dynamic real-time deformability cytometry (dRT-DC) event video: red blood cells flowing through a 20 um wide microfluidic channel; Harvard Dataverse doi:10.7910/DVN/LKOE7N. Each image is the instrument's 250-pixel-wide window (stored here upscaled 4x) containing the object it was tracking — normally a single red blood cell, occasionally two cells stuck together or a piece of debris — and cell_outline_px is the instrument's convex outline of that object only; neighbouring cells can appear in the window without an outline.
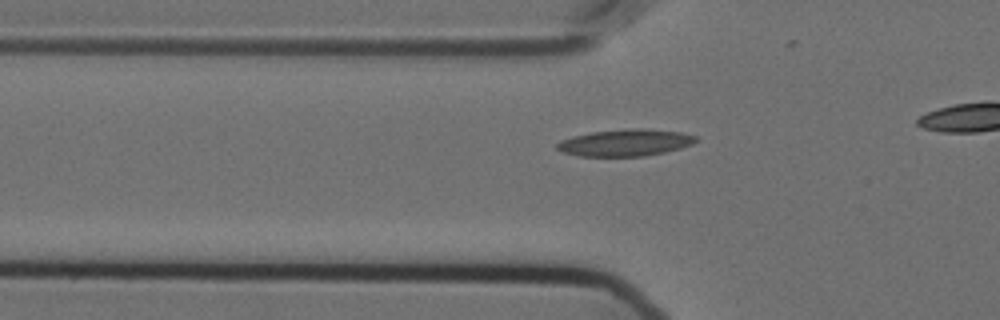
{"species": "Egyptian fruit bat (a non-hibernating species)", "species_latin": "Rousettus aegyptiacus", "temperature_condition": "cold", "stored_images_in_passage": 20, "camera_frame_rate_fps": 3000, "um_per_image_px": 0.085, "animal": {"sex": "female"}, "frame": {"image": 1, "passage_image": 10, "time_ms": 3.0, "image_size_px": [1000, 320], "cell_outline_px": [[696, 140], [692, 144], [680, 148], [664, 152], [644, 156], [576, 156], [560, 152], [556, 148], [556, 144], [560, 140], [572, 136], [592, 132], [632, 128], [640, 128], [680, 132], [696, 136]], "centroid_in_image_um": [53.09, 12.13], "position_along_channel_um": 72.7, "area_um2": 21.68}}
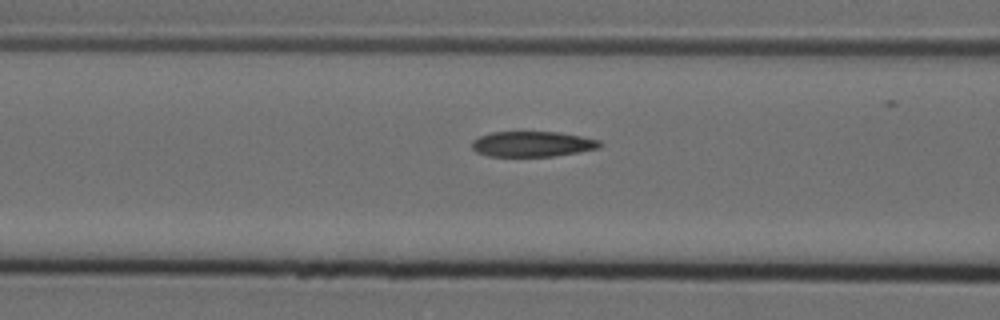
{"frame": {"image": 2, "passage_image": 14, "time_ms": 4.333, "image_size_px": [1000, 320], "cell_outline_px": [[604, 144], [600, 148], [552, 156], [488, 156], [476, 152], [472, 148], [472, 140], [480, 136], [492, 132], [556, 132], [580, 136], [600, 140]], "centroid_in_image_um": [45.25, 12.24], "position_along_channel_um": 121.4, "area_um2": 18.84}}
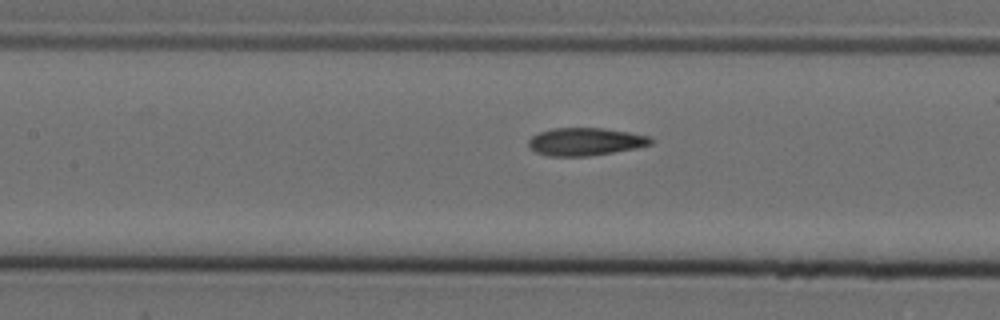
{"frame": {"image": 3, "passage_image": 17, "time_ms": 5.333, "image_size_px": [1000, 320], "cell_outline_px": [[652, 144], [636, 148], [588, 156], [548, 156], [536, 152], [528, 144], [528, 140], [532, 136], [540, 132], [552, 128], [604, 128], [652, 136]], "centroid_in_image_um": [49.77, 12.03], "position_along_channel_um": 157.6, "area_um2": 19.71}}